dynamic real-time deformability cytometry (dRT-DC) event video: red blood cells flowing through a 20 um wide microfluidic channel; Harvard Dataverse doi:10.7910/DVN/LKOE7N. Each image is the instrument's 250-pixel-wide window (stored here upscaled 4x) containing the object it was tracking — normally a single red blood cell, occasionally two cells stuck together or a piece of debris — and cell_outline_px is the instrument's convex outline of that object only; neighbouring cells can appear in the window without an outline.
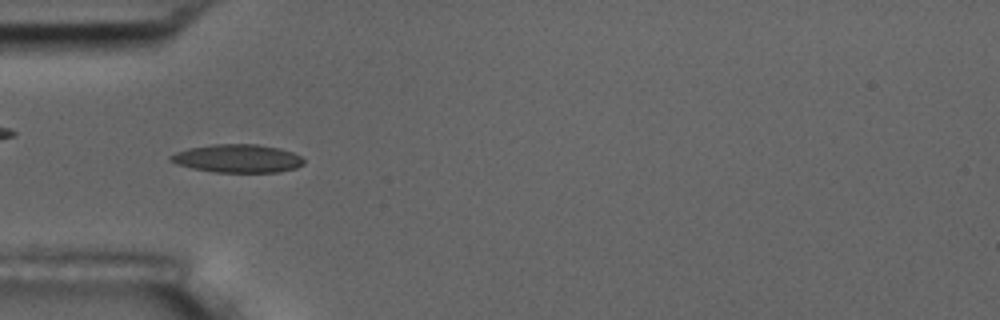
{"species": "common noctule bat (a hibernating species)", "species_latin": "Nyctalus noctula", "temperature_condition": "room temperature", "stored_images_in_passage": 5, "camera_frame_rate_fps": 3000, "um_per_image_px": 0.085, "animal": {"sex": "male", "body_mass_g": 17.5, "forearm_length_mm": 52.3}, "frame": {"image": 1, "passage_image": 4, "time_ms": 1.0, "image_size_px": [1000, 320], "cell_outline_px": [[304, 164], [296, 168], [276, 172], [216, 172], [192, 168], [176, 164], [168, 160], [168, 156], [176, 152], [188, 148], [212, 144], [256, 144], [280, 148], [292, 152], [300, 156], [304, 160]], "centroid_in_image_um": [20.17, 13.46], "position_along_channel_um": 64.8, "area_um2": 21.96}}